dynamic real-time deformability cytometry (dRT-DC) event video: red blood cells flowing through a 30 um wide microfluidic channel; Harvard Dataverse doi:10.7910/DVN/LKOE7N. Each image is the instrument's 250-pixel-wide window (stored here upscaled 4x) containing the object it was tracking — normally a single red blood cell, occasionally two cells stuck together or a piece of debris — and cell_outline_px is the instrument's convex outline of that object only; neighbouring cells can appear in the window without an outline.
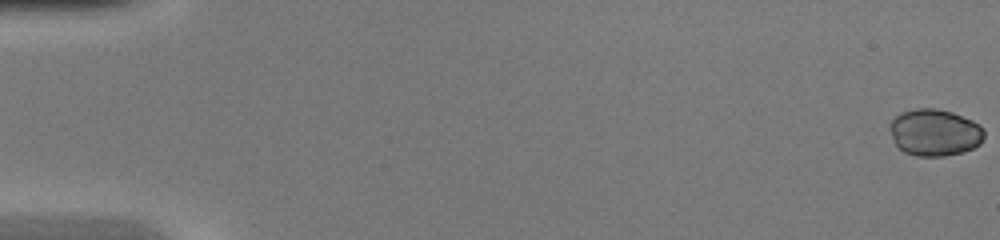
{"species": "common noctule bat (a hibernating species)", "species_latin": "Nyctalus noctula", "temperature_condition": "warm", "stored_images_in_passage": 49, "camera_frame_rate_fps": 3000, "um_per_image_px": 0.085, "animal": {"sex": "female", "body_mass_g": 20.0, "forearm_length_mm": 54.0}, "frame": {"image": 1, "passage_image": 1, "time_ms": 0.0, "image_size_px": [1000, 240], "cell_outline_px": [[984, 136], [980, 144], [964, 152], [944, 156], [916, 156], [904, 152], [896, 144], [888, 128], [888, 124], [900, 112], [916, 108], [936, 108], [952, 112], [972, 120], [980, 124], [984, 128]], "centroid_in_image_um": [79.45, 11.25], "position_along_channel_um": 5.6, "area_um2": 26.01}}
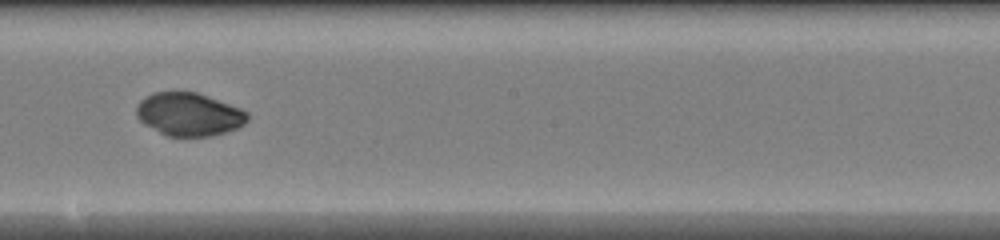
{"frame": {"image": 2, "passage_image": 29, "time_ms": 9.333, "image_size_px": [1000, 240], "cell_outline_px": [[248, 120], [244, 124], [236, 128], [224, 132], [208, 136], [168, 136], [144, 124], [136, 116], [136, 104], [144, 96], [152, 92], [196, 92], [240, 108], [248, 112]], "centroid_in_image_um": [16.03, 9.7], "position_along_channel_um": 232.2, "area_um2": 27.74}}
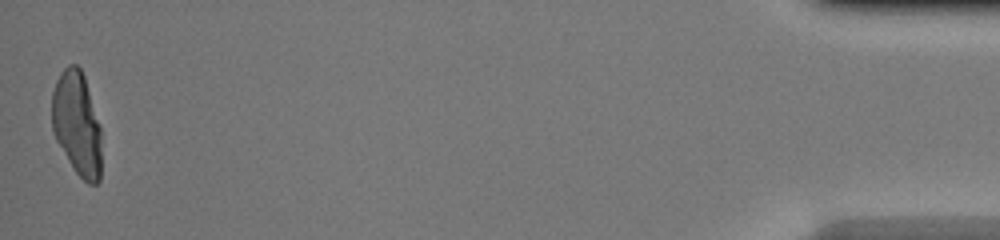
{"frame": {"image": 3, "passage_image": 49, "time_ms": 16.0, "image_size_px": [1000, 240], "cell_outline_px": [[100, 180], [96, 184], [88, 184], [76, 172], [68, 160], [56, 140], [52, 132], [52, 92], [56, 80], [60, 72], [68, 64], [76, 64], [80, 68], [84, 76], [100, 128]], "centroid_in_image_um": [6.51, 10.5], "position_along_channel_um": 428.7, "area_um2": 29.77}}